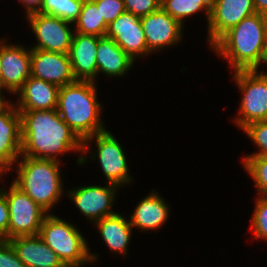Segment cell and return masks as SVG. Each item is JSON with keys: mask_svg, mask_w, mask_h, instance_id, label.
<instances>
[{"mask_svg": "<svg viewBox=\"0 0 267 267\" xmlns=\"http://www.w3.org/2000/svg\"><path fill=\"white\" fill-rule=\"evenodd\" d=\"M18 112L21 116V156L63 162L61 155L77 152L76 164L80 166L83 142L62 120L57 109Z\"/></svg>", "mask_w": 267, "mask_h": 267, "instance_id": "cell-1", "label": "cell"}, {"mask_svg": "<svg viewBox=\"0 0 267 267\" xmlns=\"http://www.w3.org/2000/svg\"><path fill=\"white\" fill-rule=\"evenodd\" d=\"M210 50L227 60L230 72L267 67V16L254 13L226 32Z\"/></svg>", "mask_w": 267, "mask_h": 267, "instance_id": "cell-2", "label": "cell"}, {"mask_svg": "<svg viewBox=\"0 0 267 267\" xmlns=\"http://www.w3.org/2000/svg\"><path fill=\"white\" fill-rule=\"evenodd\" d=\"M94 81H81L61 86L57 111L62 120L83 142L88 137L107 130L103 121V104L98 99Z\"/></svg>", "mask_w": 267, "mask_h": 267, "instance_id": "cell-3", "label": "cell"}, {"mask_svg": "<svg viewBox=\"0 0 267 267\" xmlns=\"http://www.w3.org/2000/svg\"><path fill=\"white\" fill-rule=\"evenodd\" d=\"M64 162L20 156L12 168V182L48 214L66 196L61 167Z\"/></svg>", "mask_w": 267, "mask_h": 267, "instance_id": "cell-4", "label": "cell"}, {"mask_svg": "<svg viewBox=\"0 0 267 267\" xmlns=\"http://www.w3.org/2000/svg\"><path fill=\"white\" fill-rule=\"evenodd\" d=\"M39 236L58 255L64 265L96 263L101 259L99 253H92L89 240L78 226H75L70 220L62 219L56 213L45 216Z\"/></svg>", "mask_w": 267, "mask_h": 267, "instance_id": "cell-5", "label": "cell"}, {"mask_svg": "<svg viewBox=\"0 0 267 267\" xmlns=\"http://www.w3.org/2000/svg\"><path fill=\"white\" fill-rule=\"evenodd\" d=\"M92 142L96 143L93 149L91 148ZM89 160L92 162L98 161L102 174L106 179L104 183L115 184L120 188L135 183V179L130 173V161H127L125 149L109 129L88 137L83 141L80 166L87 165L90 163L88 162Z\"/></svg>", "mask_w": 267, "mask_h": 267, "instance_id": "cell-6", "label": "cell"}, {"mask_svg": "<svg viewBox=\"0 0 267 267\" xmlns=\"http://www.w3.org/2000/svg\"><path fill=\"white\" fill-rule=\"evenodd\" d=\"M262 69L232 72L242 96L232 123L241 130L252 122L267 120V68Z\"/></svg>", "mask_w": 267, "mask_h": 267, "instance_id": "cell-7", "label": "cell"}, {"mask_svg": "<svg viewBox=\"0 0 267 267\" xmlns=\"http://www.w3.org/2000/svg\"><path fill=\"white\" fill-rule=\"evenodd\" d=\"M9 184L8 187H0L9 207L8 240L18 236L39 235L48 213L12 181Z\"/></svg>", "mask_w": 267, "mask_h": 267, "instance_id": "cell-8", "label": "cell"}, {"mask_svg": "<svg viewBox=\"0 0 267 267\" xmlns=\"http://www.w3.org/2000/svg\"><path fill=\"white\" fill-rule=\"evenodd\" d=\"M66 190H68L66 197L70 199L69 202L71 201L92 225L104 217L117 213L113 205L121 188L115 184L106 183L105 186L89 184L76 186V188L70 187Z\"/></svg>", "mask_w": 267, "mask_h": 267, "instance_id": "cell-9", "label": "cell"}, {"mask_svg": "<svg viewBox=\"0 0 267 267\" xmlns=\"http://www.w3.org/2000/svg\"><path fill=\"white\" fill-rule=\"evenodd\" d=\"M25 18L36 40L30 48L68 54L75 32L72 23L41 13H33Z\"/></svg>", "mask_w": 267, "mask_h": 267, "instance_id": "cell-10", "label": "cell"}, {"mask_svg": "<svg viewBox=\"0 0 267 267\" xmlns=\"http://www.w3.org/2000/svg\"><path fill=\"white\" fill-rule=\"evenodd\" d=\"M148 51L152 54L173 48L183 41L184 26L161 7L141 17ZM155 52V53H154ZM154 53V54H153Z\"/></svg>", "mask_w": 267, "mask_h": 267, "instance_id": "cell-11", "label": "cell"}, {"mask_svg": "<svg viewBox=\"0 0 267 267\" xmlns=\"http://www.w3.org/2000/svg\"><path fill=\"white\" fill-rule=\"evenodd\" d=\"M1 38V88L15 94L31 76V48Z\"/></svg>", "mask_w": 267, "mask_h": 267, "instance_id": "cell-12", "label": "cell"}, {"mask_svg": "<svg viewBox=\"0 0 267 267\" xmlns=\"http://www.w3.org/2000/svg\"><path fill=\"white\" fill-rule=\"evenodd\" d=\"M256 13L253 0H212L207 23L209 49L245 17Z\"/></svg>", "mask_w": 267, "mask_h": 267, "instance_id": "cell-13", "label": "cell"}, {"mask_svg": "<svg viewBox=\"0 0 267 267\" xmlns=\"http://www.w3.org/2000/svg\"><path fill=\"white\" fill-rule=\"evenodd\" d=\"M106 36L134 61L152 54L148 51L141 18L130 12H124L108 25Z\"/></svg>", "mask_w": 267, "mask_h": 267, "instance_id": "cell-14", "label": "cell"}, {"mask_svg": "<svg viewBox=\"0 0 267 267\" xmlns=\"http://www.w3.org/2000/svg\"><path fill=\"white\" fill-rule=\"evenodd\" d=\"M21 116L15 104L0 114V176H7L21 156Z\"/></svg>", "mask_w": 267, "mask_h": 267, "instance_id": "cell-15", "label": "cell"}, {"mask_svg": "<svg viewBox=\"0 0 267 267\" xmlns=\"http://www.w3.org/2000/svg\"><path fill=\"white\" fill-rule=\"evenodd\" d=\"M31 76L58 85L76 81L68 54L31 48Z\"/></svg>", "mask_w": 267, "mask_h": 267, "instance_id": "cell-16", "label": "cell"}, {"mask_svg": "<svg viewBox=\"0 0 267 267\" xmlns=\"http://www.w3.org/2000/svg\"><path fill=\"white\" fill-rule=\"evenodd\" d=\"M150 190L146 196L142 197L134 207L133 212L128 216L133 229L139 232H156L162 229L170 218V204L157 191Z\"/></svg>", "mask_w": 267, "mask_h": 267, "instance_id": "cell-17", "label": "cell"}, {"mask_svg": "<svg viewBox=\"0 0 267 267\" xmlns=\"http://www.w3.org/2000/svg\"><path fill=\"white\" fill-rule=\"evenodd\" d=\"M99 36L74 32L68 52L73 76L76 80L97 83V46Z\"/></svg>", "mask_w": 267, "mask_h": 267, "instance_id": "cell-18", "label": "cell"}, {"mask_svg": "<svg viewBox=\"0 0 267 267\" xmlns=\"http://www.w3.org/2000/svg\"><path fill=\"white\" fill-rule=\"evenodd\" d=\"M59 86L30 76L15 94L18 111L57 109Z\"/></svg>", "mask_w": 267, "mask_h": 267, "instance_id": "cell-19", "label": "cell"}, {"mask_svg": "<svg viewBox=\"0 0 267 267\" xmlns=\"http://www.w3.org/2000/svg\"><path fill=\"white\" fill-rule=\"evenodd\" d=\"M124 214L117 211L116 214L104 217L93 224L105 246L112 254L119 255V258H127L134 232L129 218Z\"/></svg>", "mask_w": 267, "mask_h": 267, "instance_id": "cell-20", "label": "cell"}, {"mask_svg": "<svg viewBox=\"0 0 267 267\" xmlns=\"http://www.w3.org/2000/svg\"><path fill=\"white\" fill-rule=\"evenodd\" d=\"M18 258L26 267H64L58 255L39 235L18 236L9 239Z\"/></svg>", "mask_w": 267, "mask_h": 267, "instance_id": "cell-21", "label": "cell"}, {"mask_svg": "<svg viewBox=\"0 0 267 267\" xmlns=\"http://www.w3.org/2000/svg\"><path fill=\"white\" fill-rule=\"evenodd\" d=\"M97 69L98 75L101 74L110 78H125L129 74V70L134 69V61L126 54L113 39L102 36L98 39L97 46Z\"/></svg>", "mask_w": 267, "mask_h": 267, "instance_id": "cell-22", "label": "cell"}, {"mask_svg": "<svg viewBox=\"0 0 267 267\" xmlns=\"http://www.w3.org/2000/svg\"><path fill=\"white\" fill-rule=\"evenodd\" d=\"M212 0H161V8L179 21L184 27L188 19L196 14L205 13L208 23ZM188 18V19H187Z\"/></svg>", "mask_w": 267, "mask_h": 267, "instance_id": "cell-23", "label": "cell"}, {"mask_svg": "<svg viewBox=\"0 0 267 267\" xmlns=\"http://www.w3.org/2000/svg\"><path fill=\"white\" fill-rule=\"evenodd\" d=\"M73 26L75 32L99 37L106 36L108 30V25L93 0H84L81 12Z\"/></svg>", "mask_w": 267, "mask_h": 267, "instance_id": "cell-24", "label": "cell"}, {"mask_svg": "<svg viewBox=\"0 0 267 267\" xmlns=\"http://www.w3.org/2000/svg\"><path fill=\"white\" fill-rule=\"evenodd\" d=\"M84 0H42L37 13L59 17L72 24L78 19Z\"/></svg>", "mask_w": 267, "mask_h": 267, "instance_id": "cell-25", "label": "cell"}, {"mask_svg": "<svg viewBox=\"0 0 267 267\" xmlns=\"http://www.w3.org/2000/svg\"><path fill=\"white\" fill-rule=\"evenodd\" d=\"M241 165L253 180L256 195L267 197V156H242Z\"/></svg>", "mask_w": 267, "mask_h": 267, "instance_id": "cell-26", "label": "cell"}, {"mask_svg": "<svg viewBox=\"0 0 267 267\" xmlns=\"http://www.w3.org/2000/svg\"><path fill=\"white\" fill-rule=\"evenodd\" d=\"M254 209L250 220L249 232L257 241L262 239L267 242V197L257 196L254 199Z\"/></svg>", "mask_w": 267, "mask_h": 267, "instance_id": "cell-27", "label": "cell"}, {"mask_svg": "<svg viewBox=\"0 0 267 267\" xmlns=\"http://www.w3.org/2000/svg\"><path fill=\"white\" fill-rule=\"evenodd\" d=\"M242 132L253 142L254 147L256 146L255 150L257 149L254 153L250 152L244 156H267V120L252 122L244 127Z\"/></svg>", "mask_w": 267, "mask_h": 267, "instance_id": "cell-28", "label": "cell"}, {"mask_svg": "<svg viewBox=\"0 0 267 267\" xmlns=\"http://www.w3.org/2000/svg\"><path fill=\"white\" fill-rule=\"evenodd\" d=\"M107 25L125 12L123 0H93Z\"/></svg>", "mask_w": 267, "mask_h": 267, "instance_id": "cell-29", "label": "cell"}, {"mask_svg": "<svg viewBox=\"0 0 267 267\" xmlns=\"http://www.w3.org/2000/svg\"><path fill=\"white\" fill-rule=\"evenodd\" d=\"M123 3L126 12H130L140 18L161 7V0H123Z\"/></svg>", "mask_w": 267, "mask_h": 267, "instance_id": "cell-30", "label": "cell"}, {"mask_svg": "<svg viewBox=\"0 0 267 267\" xmlns=\"http://www.w3.org/2000/svg\"><path fill=\"white\" fill-rule=\"evenodd\" d=\"M0 267H26L9 240L0 239Z\"/></svg>", "mask_w": 267, "mask_h": 267, "instance_id": "cell-31", "label": "cell"}, {"mask_svg": "<svg viewBox=\"0 0 267 267\" xmlns=\"http://www.w3.org/2000/svg\"><path fill=\"white\" fill-rule=\"evenodd\" d=\"M9 207L5 194L0 190V239L8 240Z\"/></svg>", "mask_w": 267, "mask_h": 267, "instance_id": "cell-32", "label": "cell"}, {"mask_svg": "<svg viewBox=\"0 0 267 267\" xmlns=\"http://www.w3.org/2000/svg\"><path fill=\"white\" fill-rule=\"evenodd\" d=\"M18 3L25 9V15L28 16L37 13L40 9L42 0H18Z\"/></svg>", "mask_w": 267, "mask_h": 267, "instance_id": "cell-33", "label": "cell"}, {"mask_svg": "<svg viewBox=\"0 0 267 267\" xmlns=\"http://www.w3.org/2000/svg\"><path fill=\"white\" fill-rule=\"evenodd\" d=\"M7 94H11L10 92L4 90L0 87V114L7 111L14 103V101H10V99L6 98Z\"/></svg>", "mask_w": 267, "mask_h": 267, "instance_id": "cell-34", "label": "cell"}, {"mask_svg": "<svg viewBox=\"0 0 267 267\" xmlns=\"http://www.w3.org/2000/svg\"><path fill=\"white\" fill-rule=\"evenodd\" d=\"M256 13L267 16V0H253Z\"/></svg>", "mask_w": 267, "mask_h": 267, "instance_id": "cell-35", "label": "cell"}, {"mask_svg": "<svg viewBox=\"0 0 267 267\" xmlns=\"http://www.w3.org/2000/svg\"><path fill=\"white\" fill-rule=\"evenodd\" d=\"M93 262H88V263H85V264H79V265H65L64 267H86L88 265H91L92 266Z\"/></svg>", "mask_w": 267, "mask_h": 267, "instance_id": "cell-36", "label": "cell"}, {"mask_svg": "<svg viewBox=\"0 0 267 267\" xmlns=\"http://www.w3.org/2000/svg\"><path fill=\"white\" fill-rule=\"evenodd\" d=\"M1 72L2 68H1V38H0V87H1Z\"/></svg>", "mask_w": 267, "mask_h": 267, "instance_id": "cell-37", "label": "cell"}, {"mask_svg": "<svg viewBox=\"0 0 267 267\" xmlns=\"http://www.w3.org/2000/svg\"><path fill=\"white\" fill-rule=\"evenodd\" d=\"M3 178H2V176H0V183H1V181L3 182V180H2ZM1 185V184H0Z\"/></svg>", "mask_w": 267, "mask_h": 267, "instance_id": "cell-38", "label": "cell"}]
</instances>
